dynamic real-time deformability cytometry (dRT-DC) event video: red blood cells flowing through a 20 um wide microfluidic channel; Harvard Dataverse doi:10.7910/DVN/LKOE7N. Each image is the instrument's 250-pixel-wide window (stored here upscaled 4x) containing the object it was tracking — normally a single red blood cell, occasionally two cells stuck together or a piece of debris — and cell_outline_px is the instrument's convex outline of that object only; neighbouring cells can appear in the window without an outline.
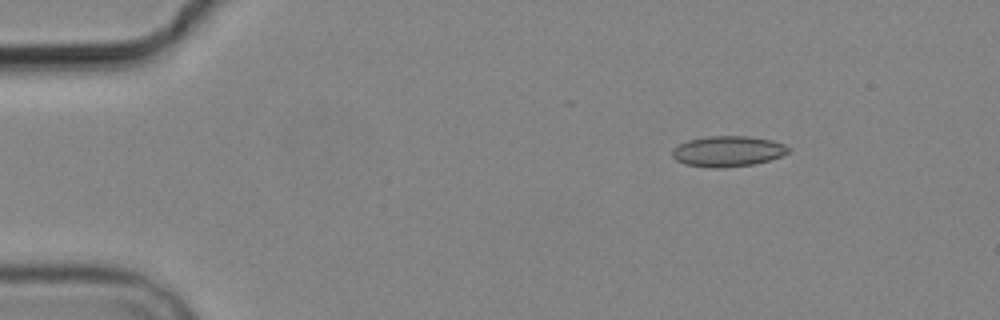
{"species": "common noctule bat (a hibernating species)", "species_latin": "Nyctalus noctula", "temperature_condition": "cold", "stored_images_in_passage": 6, "camera_frame_rate_fps": 3000, "um_per_image_px": 0.085, "animal": {"sex": "male", "body_mass_g": 19.2, "forearm_length_mm": 51.8}, "frame": {"image": 1, "passage_image": 2, "time_ms": 2.0, "image_size_px": [1000, 320], "cell_outline_px": [[792, 148], [788, 152], [780, 156], [756, 164], [720, 168], [712, 168], [684, 164], [676, 160], [672, 156], [672, 148], [688, 140], [708, 136], [748, 136], [772, 140], [784, 144]], "centroid_in_image_um": [61.86, 12.86], "position_along_channel_um": 23.1, "area_um2": 20.81}}
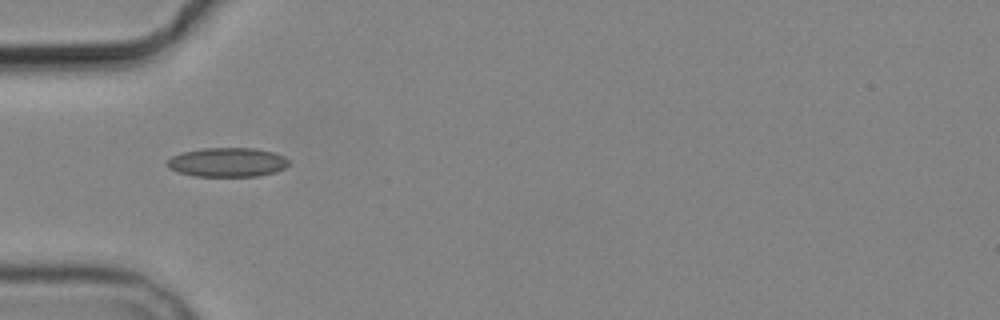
{"frame": {"image": 2, "passage_image": 5, "time_ms": 5.333, "image_size_px": [1000, 320], "cell_outline_px": [[288, 164], [284, 168], [276, 172], [256, 176], [196, 176], [176, 172], [168, 168], [168, 160], [172, 156], [180, 152], [200, 148], [256, 148], [272, 152], [284, 156], [288, 160]], "centroid_in_image_um": [19.3, 13.79], "position_along_channel_um": 65.7, "area_um2": 20.75}}
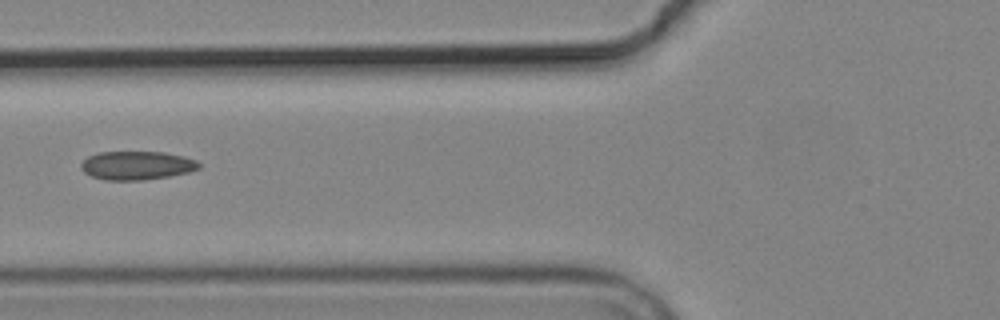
{"frame": {"image": 3, "passage_image": 6, "time_ms": 6.667, "image_size_px": [1000, 320], "cell_outline_px": [[200, 168], [188, 172], [168, 176], [144, 180], [104, 180], [92, 176], [84, 172], [80, 168], [80, 164], [88, 156], [100, 152], [164, 152], [184, 156], [196, 160], [200, 164]], "centroid_in_image_um": [11.62, 14.06], "position_along_channel_um": 114.2, "area_um2": 19.65}}